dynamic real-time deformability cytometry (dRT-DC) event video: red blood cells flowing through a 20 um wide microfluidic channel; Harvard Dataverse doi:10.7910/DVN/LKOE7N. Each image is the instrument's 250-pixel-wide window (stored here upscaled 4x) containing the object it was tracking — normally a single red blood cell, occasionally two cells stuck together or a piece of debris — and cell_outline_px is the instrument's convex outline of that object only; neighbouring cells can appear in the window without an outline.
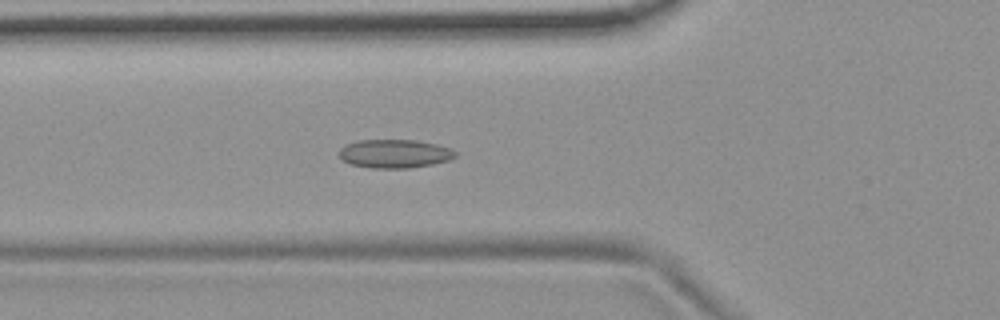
{"species": "common noctule bat (a hibernating species)", "species_latin": "Nyctalus noctula", "temperature_condition": "room temperature", "stored_images_in_passage": 54, "camera_frame_rate_fps": 3000, "um_per_image_px": 0.085, "animal": {"sex": "female", "body_mass_g": 19.9}, "frame": {"image": 1, "passage_image": 19, "time_ms": 6.0, "image_size_px": [1000, 320], "cell_outline_px": [[456, 156], [448, 160], [432, 164], [408, 168], [368, 168], [348, 164], [340, 156], [340, 148], [344, 144], [356, 140], [416, 140], [436, 144], [448, 148], [456, 152]], "centroid_in_image_um": [33.49, 13.06], "position_along_channel_um": 92.3, "area_um2": 19.36}}
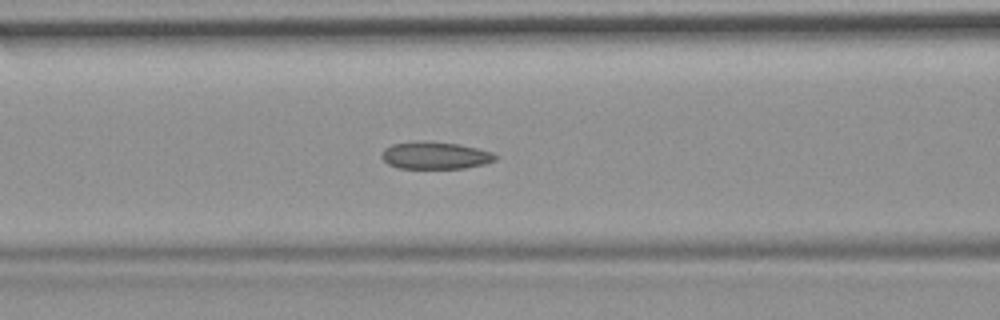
{"frame": {"image": 2, "passage_image": 22, "time_ms": 7.0, "image_size_px": [1000, 320], "cell_outline_px": [[496, 160], [484, 164], [464, 168], [396, 168], [388, 164], [380, 156], [384, 148], [392, 144], [424, 140], [460, 144], [492, 152], [496, 156]], "centroid_in_image_um": [36.96, 13.2], "position_along_channel_um": 129.6, "area_um2": 18.15}}
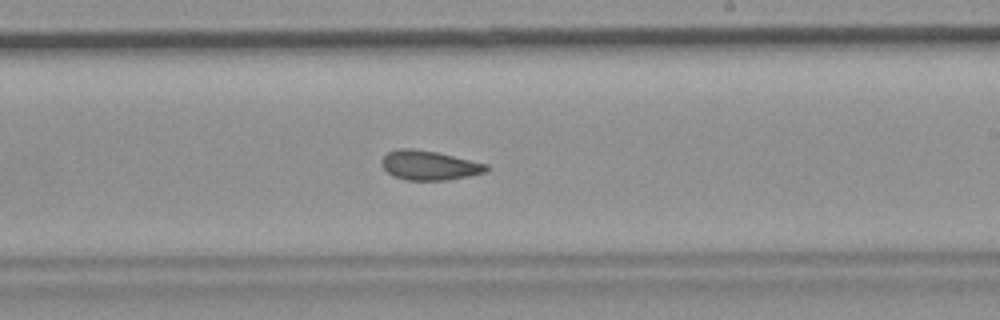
{"frame": {"image": 3, "passage_image": 32, "time_ms": 10.333, "image_size_px": [1000, 320], "cell_outline_px": [[488, 168], [484, 172], [468, 176], [448, 180], [408, 180], [392, 176], [380, 164], [380, 160], [388, 152], [396, 148], [412, 148], [436, 152], [488, 164]], "centroid_in_image_um": [36.44, 14.05], "position_along_channel_um": 252.6, "area_um2": 17.92}, "authors_computed_cell_mechanics": {"area_um2": 18.4671, "velocity_mm_per_s": 3.7094, "shape_relaxation_time_tau1_ms": null, "shape_relaxation_time_tau2_ms": 3.671, "deformation_change_tau1": null, "deformation_change_tau2": 0.0882}}